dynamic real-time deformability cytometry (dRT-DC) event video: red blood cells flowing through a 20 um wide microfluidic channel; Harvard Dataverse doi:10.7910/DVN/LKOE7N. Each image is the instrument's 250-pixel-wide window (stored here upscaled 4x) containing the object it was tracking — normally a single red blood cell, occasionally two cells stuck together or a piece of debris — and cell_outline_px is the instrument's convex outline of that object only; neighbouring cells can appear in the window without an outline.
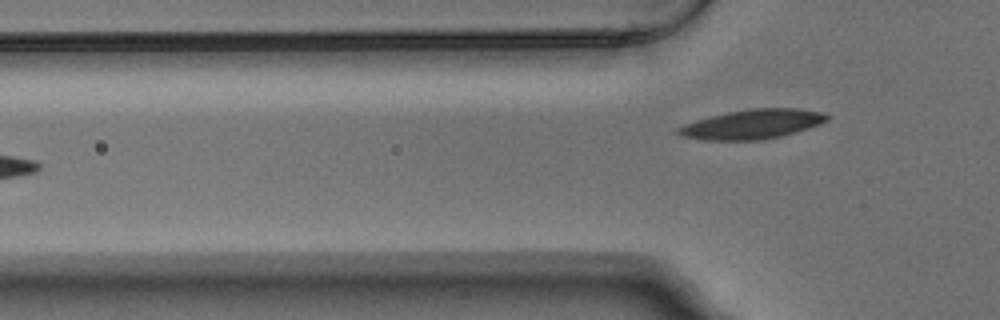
{"species": "Egyptian fruit bat (a non-hibernating species)", "species_latin": "Rousettus aegyptiacus", "temperature_condition": "warm", "stored_images_in_passage": 5, "camera_frame_rate_fps": 3000, "um_per_image_px": 0.085, "animal": {"sex": "male"}, "frame": {"image": 1, "passage_image": 5, "time_ms": 1.333, "image_size_px": [1000, 320], "cell_outline_px": [[832, 116], [828, 120], [820, 124], [796, 132], [780, 136], [760, 140], [704, 140], [684, 136], [676, 132], [676, 128], [684, 124], [696, 120], [728, 112], [752, 108], [796, 108], [824, 112]], "centroid_in_image_um": [64.0, 10.55], "position_along_channel_um": 61.8, "area_um2": 25.49}}